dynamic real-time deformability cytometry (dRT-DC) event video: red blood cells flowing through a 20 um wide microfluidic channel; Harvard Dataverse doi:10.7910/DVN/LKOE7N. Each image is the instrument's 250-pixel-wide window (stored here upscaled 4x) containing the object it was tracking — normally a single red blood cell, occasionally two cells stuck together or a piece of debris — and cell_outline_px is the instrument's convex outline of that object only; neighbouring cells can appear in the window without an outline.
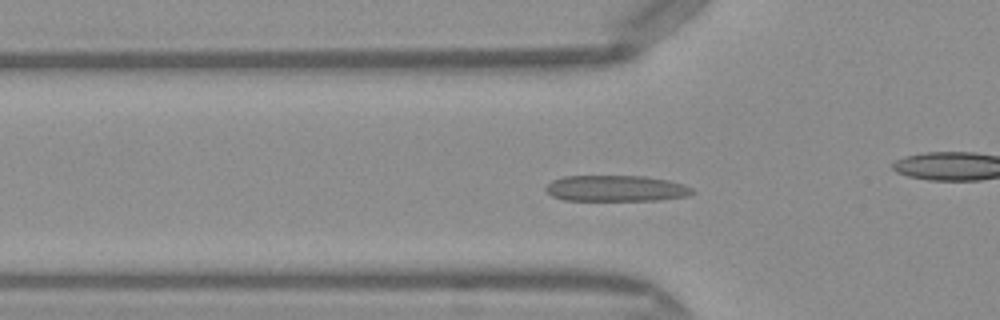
{"species": "Egyptian fruit bat (a non-hibernating species)", "species_latin": "Rousettus aegyptiacus", "temperature_condition": "warm", "stored_images_in_passage": 50, "camera_frame_rate_fps": 3000, "um_per_image_px": 0.085, "frame": {"image": 1, "passage_image": 16, "time_ms": 5.0, "image_size_px": [1000, 320], "cell_outline_px": [[696, 192], [688, 196], [656, 200], [564, 200], [552, 196], [544, 188], [552, 180], [564, 176], [644, 176], [668, 180], [684, 184], [692, 188]], "centroid_in_image_um": [52.38, 16.01], "position_along_channel_um": 73.4, "area_um2": 22.25}}
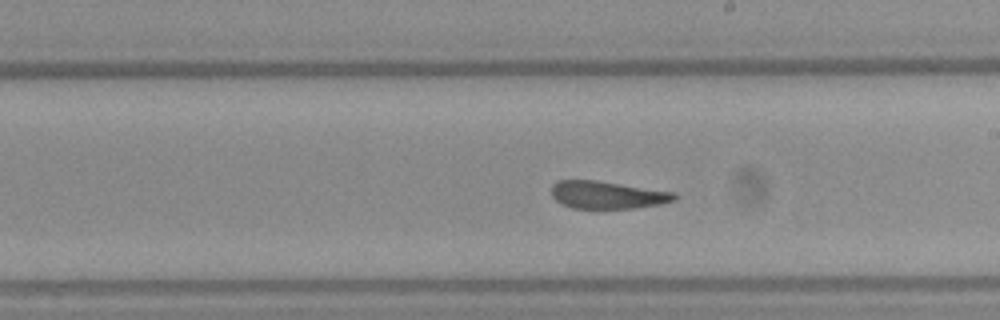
{"frame": {"image": 2, "passage_image": 28, "time_ms": 9.0, "image_size_px": [1000, 320], "cell_outline_px": [[676, 200], [660, 204], [636, 208], [572, 208], [560, 204], [552, 196], [552, 184], [556, 180], [596, 180], [676, 192]], "centroid_in_image_um": [51.62, 16.56], "position_along_channel_um": 237.4, "area_um2": 19.88}}
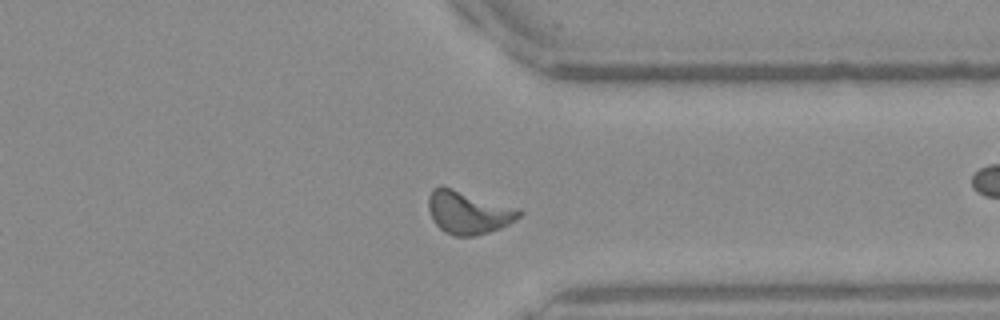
{"frame": {"image": 3, "passage_image": 38, "time_ms": 12.333, "image_size_px": [1000, 320], "cell_outline_px": [[524, 212], [516, 220], [500, 228], [476, 236], [452, 236], [444, 232], [432, 220], [428, 208], [428, 196], [432, 188], [452, 188], [520, 208]], "centroid_in_image_um": [39.83, 18.07], "position_along_channel_um": 371.6, "area_um2": 22.77}, "authors_computed_cell_mechanics": {"area_um2": 21.2704, "velocity_mm_per_s": 4.0796, "shape_relaxation_time_tau1_ms": 6.1612, "shape_relaxation_time_tau2_ms": 1.0525, "deformation_change_tau1": 0.1785, "deformation_change_tau2": 0.0932}}